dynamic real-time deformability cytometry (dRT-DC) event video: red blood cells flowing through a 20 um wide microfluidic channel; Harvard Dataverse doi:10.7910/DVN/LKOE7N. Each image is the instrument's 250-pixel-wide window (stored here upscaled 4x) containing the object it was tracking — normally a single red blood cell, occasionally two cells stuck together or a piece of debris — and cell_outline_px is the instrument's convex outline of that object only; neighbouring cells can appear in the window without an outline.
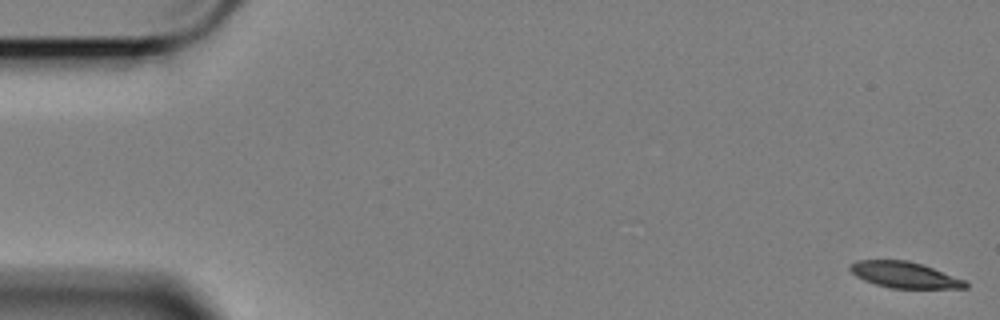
{"species": "Egyptian fruit bat (a non-hibernating species)", "species_latin": "Rousettus aegyptiacus", "temperature_condition": "cold", "stored_images_in_passage": 10, "camera_frame_rate_fps": 3000, "um_per_image_px": 0.085, "animal": {"sex": "female"}, "frame": {"image": 1, "passage_image": 1, "time_ms": 0.0, "image_size_px": [1000, 320], "cell_outline_px": [[968, 288], [888, 288], [864, 280], [856, 276], [848, 268], [848, 264], [856, 260], [908, 260], [932, 268], [964, 280], [968, 284]], "centroid_in_image_um": [76.82, 23.36], "position_along_channel_um": 8.2, "area_um2": 17.4}}